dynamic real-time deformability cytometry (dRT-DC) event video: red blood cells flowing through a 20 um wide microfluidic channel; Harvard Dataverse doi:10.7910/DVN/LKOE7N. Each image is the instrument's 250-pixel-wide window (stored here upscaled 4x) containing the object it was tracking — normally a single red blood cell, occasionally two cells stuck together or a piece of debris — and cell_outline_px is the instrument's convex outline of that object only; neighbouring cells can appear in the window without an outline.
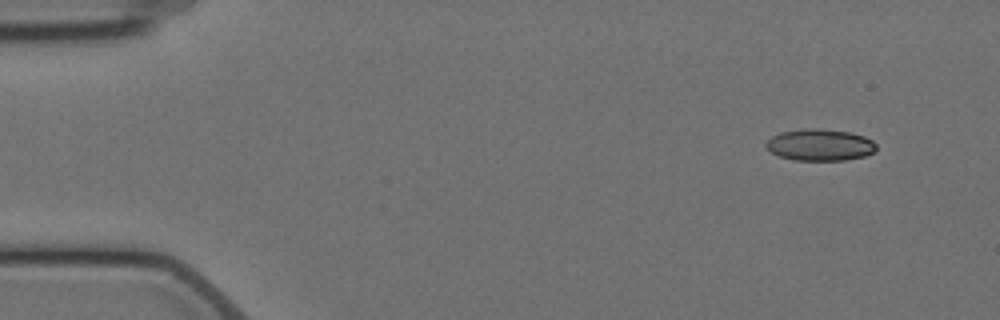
{"species": "Egyptian fruit bat (a non-hibernating species)", "species_latin": "Rousettus aegyptiacus", "temperature_condition": "cold", "stored_images_in_passage": 4, "camera_frame_rate_fps": 3000, "um_per_image_px": 0.085, "animal": {"sex": "female"}, "frame": {"image": 1, "passage_image": 1, "time_ms": 0.0, "image_size_px": [1000, 320], "cell_outline_px": [[876, 152], [864, 156], [844, 160], [796, 160], [780, 156], [772, 152], [764, 144], [772, 136], [780, 132], [804, 128], [816, 128], [848, 132], [864, 136], [872, 140], [876, 144]], "centroid_in_image_um": [69.71, 12.31], "position_along_channel_um": 15.3, "area_um2": 20.29}}
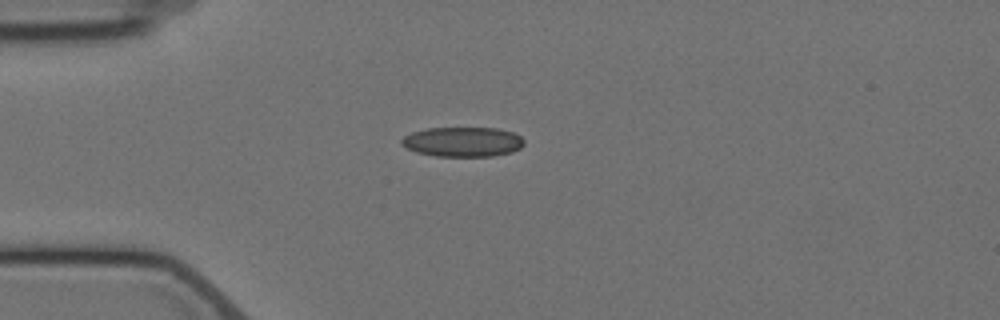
{"frame": {"image": 2, "passage_image": 4, "time_ms": 3.333, "image_size_px": [1000, 320], "cell_outline_px": [[524, 144], [520, 148], [512, 152], [492, 156], [436, 156], [416, 152], [400, 144], [400, 140], [404, 136], [412, 132], [424, 128], [496, 128], [512, 132], [520, 136], [524, 140]], "centroid_in_image_um": [39.32, 12.05], "position_along_channel_um": 45.7, "area_um2": 21.27}}